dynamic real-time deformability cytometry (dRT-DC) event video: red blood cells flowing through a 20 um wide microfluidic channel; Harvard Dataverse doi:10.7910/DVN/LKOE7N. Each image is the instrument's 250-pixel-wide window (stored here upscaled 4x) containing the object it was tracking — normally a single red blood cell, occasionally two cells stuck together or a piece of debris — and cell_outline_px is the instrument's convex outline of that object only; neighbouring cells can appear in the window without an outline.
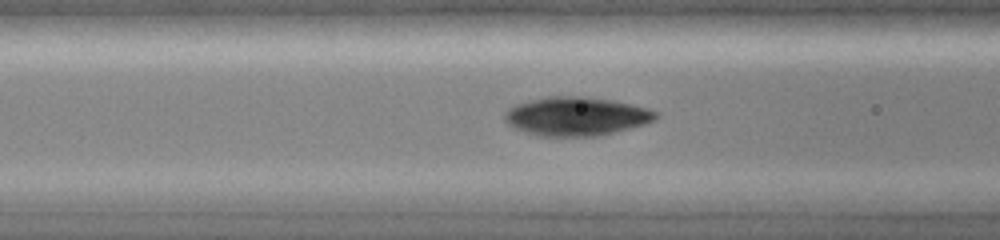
{"species": "common noctule bat (a hibernating species)", "species_latin": "Nyctalus noctula", "temperature_condition": "cold", "stored_images_in_passage": 12, "camera_frame_rate_fps": 3000, "um_per_image_px": 0.085, "animal": {"sex": "female", "body_mass_g": 19.0, "forearm_length_mm": 51.5}, "frame": {"image": 1, "passage_image": 4, "time_ms": 1.0, "image_size_px": [1000, 240], "cell_outline_px": [[660, 116], [656, 120], [644, 124], [596, 136], [540, 136], [516, 128], [508, 124], [504, 120], [504, 112], [508, 108], [516, 104], [528, 100], [548, 96], [584, 96], [612, 100], [632, 104], [648, 108], [660, 112]], "centroid_in_image_um": [49.0, 9.87], "position_along_channel_um": 117.6, "area_um2": 34.16}}